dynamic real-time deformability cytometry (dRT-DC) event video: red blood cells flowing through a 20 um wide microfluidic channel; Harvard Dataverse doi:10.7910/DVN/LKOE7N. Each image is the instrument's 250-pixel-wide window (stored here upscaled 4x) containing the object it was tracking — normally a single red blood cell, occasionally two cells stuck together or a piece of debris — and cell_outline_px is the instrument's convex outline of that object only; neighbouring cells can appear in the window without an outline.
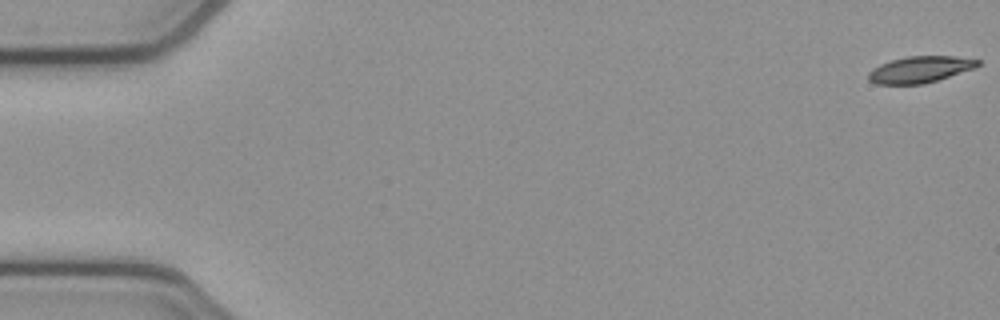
{"species": "common noctule bat (a hibernating species)", "species_latin": "Nyctalus noctula", "temperature_condition": "cold", "stored_images_in_passage": 54, "camera_frame_rate_fps": 3000, "um_per_image_px": 0.085, "animal": {"sex": "female", "body_mass_g": 21.9}, "frame": {"image": 1, "passage_image": 1, "time_ms": 0.0, "image_size_px": [1000, 320], "cell_outline_px": [[980, 64], [972, 68], [924, 84], [876, 84], [868, 80], [868, 72], [872, 68], [880, 64], [892, 60], [908, 56], [956, 56], [980, 60]], "centroid_in_image_um": [78.14, 5.9], "position_along_channel_um": 6.9, "area_um2": 16.65}}
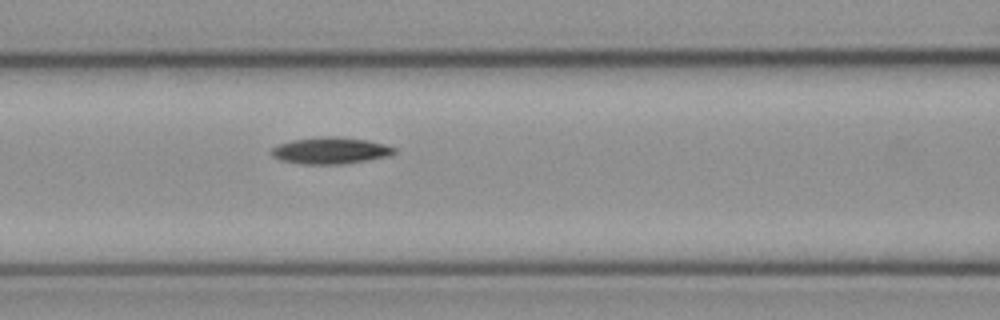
{"frame": {"image": 2, "passage_image": 23, "time_ms": 7.333, "image_size_px": [1000, 320], "cell_outline_px": [[396, 152], [388, 156], [368, 160], [344, 164], [300, 164], [280, 160], [272, 156], [268, 152], [272, 148], [280, 144], [292, 140], [320, 136], [336, 136], [368, 140], [384, 144], [396, 148]], "centroid_in_image_um": [28.07, 12.8], "position_along_channel_um": 138.5, "area_um2": 19.25}}
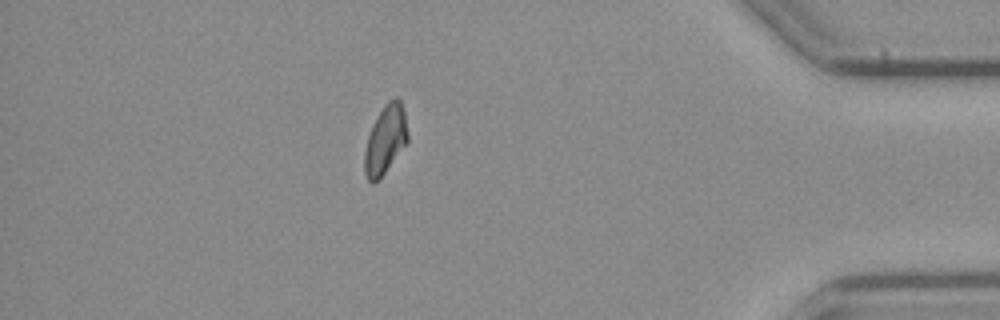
{"frame": {"image": 3, "passage_image": 47, "time_ms": 15.333, "image_size_px": [1000, 320], "cell_outline_px": [[408, 140], [380, 180], [372, 184], [368, 180], [364, 172], [364, 152], [368, 136], [372, 124], [376, 116], [384, 104], [388, 100], [396, 96], [400, 96], [404, 112], [408, 132]], "centroid_in_image_um": [32.75, 11.86], "position_along_channel_um": 402.5, "area_um2": 17.57}, "authors_computed_cell_mechanics": {"area_um2": 17.9758, "velocity_mm_per_s": 3.8643, "shape_relaxation_time_tau1_ms": 4.2986, "shape_relaxation_time_tau2_ms": null, "deformation_change_tau1": 0.1311, "deformation_change_tau2": null}}